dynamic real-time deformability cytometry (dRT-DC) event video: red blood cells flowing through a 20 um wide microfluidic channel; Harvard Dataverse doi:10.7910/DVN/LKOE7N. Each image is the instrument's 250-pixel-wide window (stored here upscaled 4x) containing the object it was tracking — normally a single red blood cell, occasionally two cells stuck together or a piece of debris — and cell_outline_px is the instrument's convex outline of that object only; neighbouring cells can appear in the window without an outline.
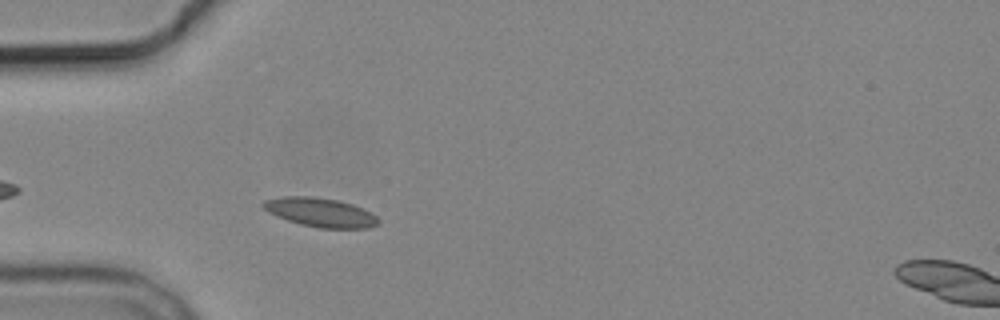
{"species": "common noctule bat (a hibernating species)", "species_latin": "Nyctalus noctula", "temperature_condition": "cold", "stored_images_in_passage": 4, "camera_frame_rate_fps": 3000, "um_per_image_px": 0.085, "animal": {"sex": "male", "body_mass_g": 19.2, "forearm_length_mm": 51.8}, "frame": {"image": 1, "passage_image": 3, "time_ms": 2.333, "image_size_px": [1000, 320], "cell_outline_px": [[380, 224], [368, 228], [320, 228], [300, 224], [276, 216], [268, 212], [260, 204], [264, 200], [284, 196], [312, 196], [336, 200], [352, 204], [364, 208], [376, 216], [380, 220]], "centroid_in_image_um": [27.24, 18.05], "position_along_channel_um": 57.8, "area_um2": 19.54}}